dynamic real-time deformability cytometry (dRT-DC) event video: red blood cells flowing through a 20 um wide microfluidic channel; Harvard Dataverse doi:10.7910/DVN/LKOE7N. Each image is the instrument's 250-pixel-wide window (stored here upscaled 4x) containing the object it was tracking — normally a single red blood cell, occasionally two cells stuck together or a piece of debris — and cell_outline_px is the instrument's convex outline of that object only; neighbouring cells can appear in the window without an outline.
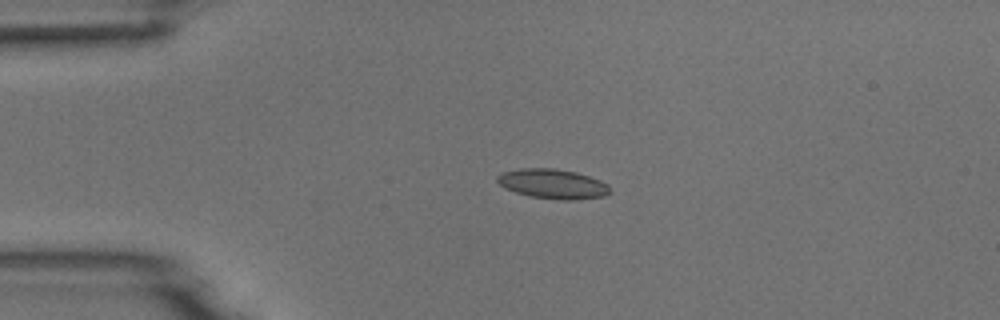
{"species": "common noctule bat (a hibernating species)", "species_latin": "Nyctalus noctula", "temperature_condition": "room temperature", "stored_images_in_passage": 2, "camera_frame_rate_fps": 3000, "um_per_image_px": 0.085, "animal": {"sex": "male", "body_mass_g": 18.8}, "frame": {"image": 1, "passage_image": 1, "time_ms": 0.0, "image_size_px": [1000, 320], "cell_outline_px": [[612, 192], [604, 196], [576, 200], [560, 200], [528, 196], [504, 188], [496, 180], [496, 176], [504, 172], [520, 168], [556, 168], [576, 172], [600, 180], [608, 184]], "centroid_in_image_um": [47.0, 15.63], "position_along_channel_um": 38.0, "area_um2": 19.65}}